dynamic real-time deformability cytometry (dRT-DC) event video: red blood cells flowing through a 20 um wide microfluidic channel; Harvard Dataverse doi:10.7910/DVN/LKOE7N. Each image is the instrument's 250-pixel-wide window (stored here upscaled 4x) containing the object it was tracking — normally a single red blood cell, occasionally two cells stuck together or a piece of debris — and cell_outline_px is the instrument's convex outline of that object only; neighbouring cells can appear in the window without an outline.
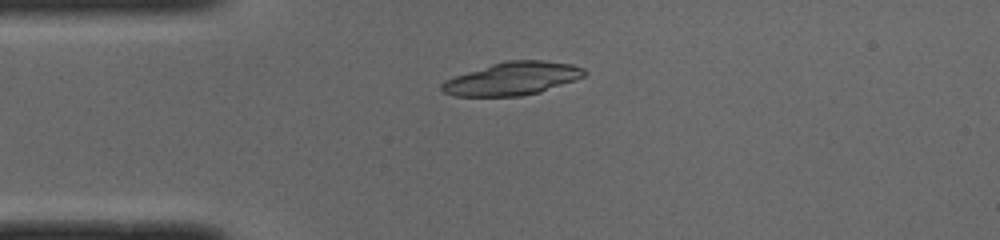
{"species": "common noctule bat (a hibernating species)", "species_latin": "Nyctalus noctula", "temperature_condition": "cold", "stored_images_in_passage": 39, "camera_frame_rate_fps": 3000, "um_per_image_px": 0.085, "animal": {"sex": "male", "body_mass_g": 19.0, "forearm_length_mm": 50.8}, "frame": {"image": 1, "passage_image": 1, "time_ms": 0.0, "image_size_px": [1000, 240], "cell_outline_px": [[588, 72], [584, 76], [576, 80], [540, 92], [520, 96], [456, 96], [444, 92], [440, 88], [440, 84], [456, 76], [492, 64], [508, 60], [544, 60], [572, 64], [584, 68]], "centroid_in_image_um": [43.62, 6.68], "position_along_channel_um": 41.4, "area_um2": 27.22}}
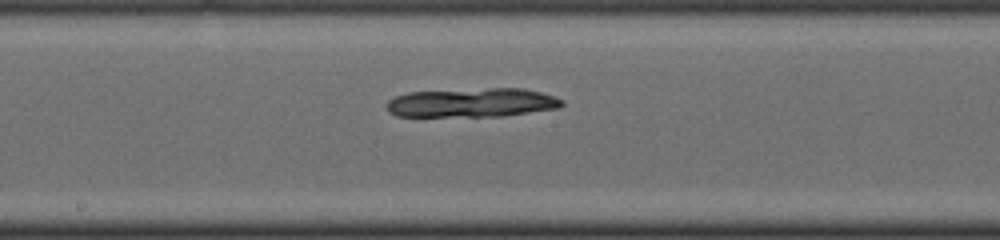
{"frame": {"image": 2, "passage_image": 15, "time_ms": 4.667, "image_size_px": [1000, 240], "cell_outline_px": [[564, 104], [560, 108], [504, 116], [396, 116], [388, 112], [384, 108], [384, 104], [388, 100], [396, 96], [408, 92], [488, 88], [524, 88], [540, 92], [564, 100]], "centroid_in_image_um": [40.1, 8.73], "position_along_channel_um": 208.1, "area_um2": 29.94}}
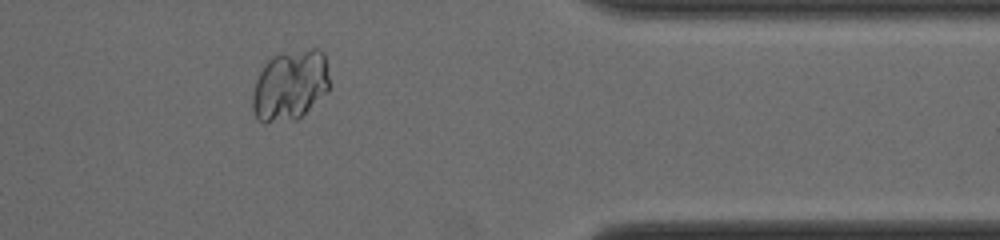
{"frame": {"image": 3, "passage_image": 30, "time_ms": 9.667, "image_size_px": [1000, 240], "cell_outline_px": [[332, 84], [296, 120], [264, 124], [256, 120], [252, 108], [252, 92], [256, 80], [264, 64], [272, 56], [280, 52], [312, 48], [320, 48], [324, 52]], "centroid_in_image_um": [24.63, 7.23], "position_along_channel_um": 386.8, "area_um2": 32.14}}